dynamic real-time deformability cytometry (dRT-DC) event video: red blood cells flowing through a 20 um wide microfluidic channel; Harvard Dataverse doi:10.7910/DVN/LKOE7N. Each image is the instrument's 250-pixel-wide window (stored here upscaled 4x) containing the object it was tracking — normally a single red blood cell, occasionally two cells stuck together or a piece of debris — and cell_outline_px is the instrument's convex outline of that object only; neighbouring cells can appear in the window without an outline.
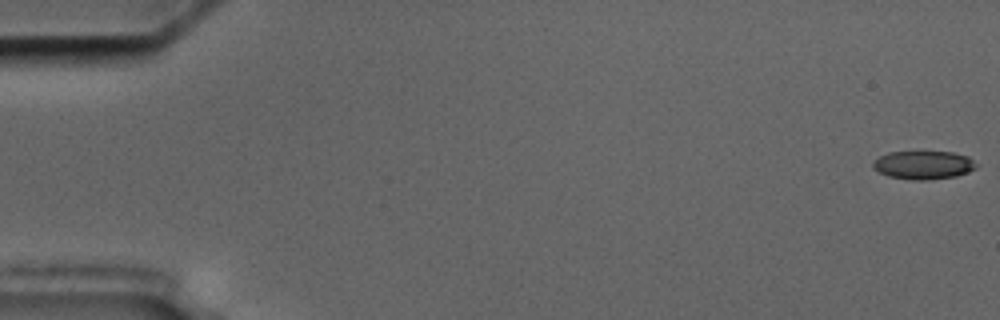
{"species": "common noctule bat (a hibernating species)", "species_latin": "Nyctalus noctula", "temperature_condition": "cold", "stored_images_in_passage": 57, "camera_frame_rate_fps": 3000, "um_per_image_px": 0.085, "animal": {"sex": "male", "body_mass_g": 17.5, "forearm_length_mm": 52.3}, "frame": {"image": 1, "passage_image": 1, "time_ms": 0.0, "image_size_px": [1000, 320], "cell_outline_px": [[980, 164], [976, 168], [968, 172], [956, 176], [928, 180], [912, 180], [888, 176], [872, 168], [872, 160], [888, 152], [916, 148], [952, 152], [968, 156]], "centroid_in_image_um": [78.49, 13.96], "position_along_channel_um": 6.5, "area_um2": 18.21}}
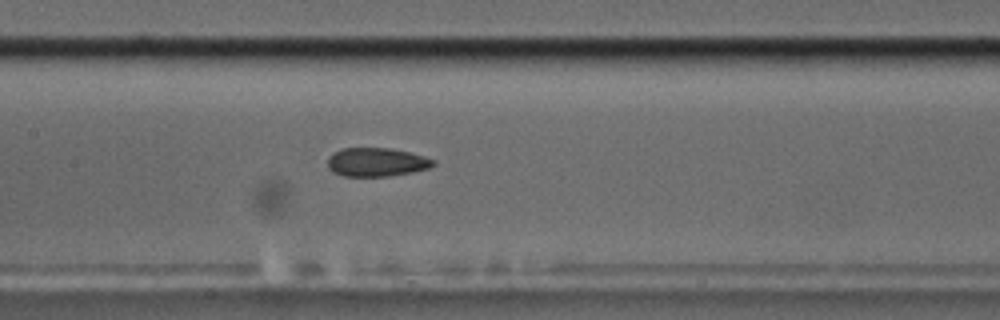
{"frame": {"image": 2, "passage_image": 28, "time_ms": 9.0, "image_size_px": [1000, 320], "cell_outline_px": [[436, 164], [428, 168], [412, 172], [388, 176], [344, 176], [332, 172], [328, 168], [328, 156], [332, 152], [340, 148], [392, 148], [424, 156], [436, 160]], "centroid_in_image_um": [31.98, 13.77], "position_along_channel_um": 175.4, "area_um2": 17.8}}
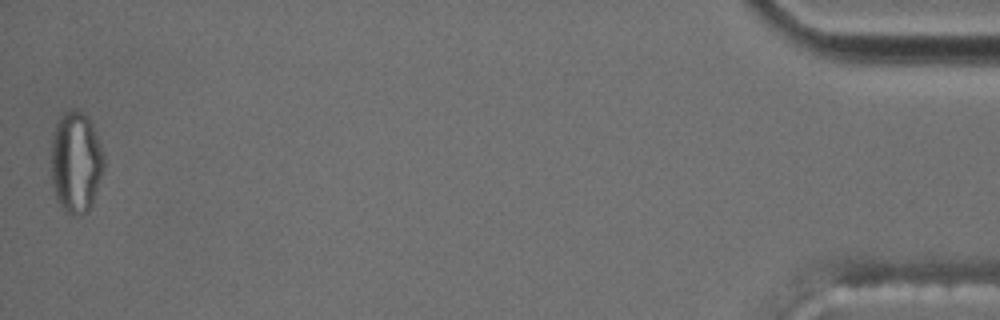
{"frame": {"image": 3, "passage_image": 57, "time_ms": 18.667, "image_size_px": [1000, 320], "cell_outline_px": [[104, 168], [88, 212], [80, 216], [68, 212], [60, 204], [56, 196], [52, 180], [52, 140], [56, 124], [60, 116], [64, 112], [72, 108], [76, 108], [88, 120], [104, 152]], "centroid_in_image_um": [6.45, 13.79], "position_along_channel_um": 428.7, "area_um2": 30.46}, "authors_computed_cell_mechanics": {"area_um2": 18.4382, "velocity_mm_per_s": 3.5648, "shape_relaxation_time_tau1_ms": null, "shape_relaxation_time_tau2_ms": 2.6902, "deformation_change_tau1": null, "deformation_change_tau2": 0.0682}}